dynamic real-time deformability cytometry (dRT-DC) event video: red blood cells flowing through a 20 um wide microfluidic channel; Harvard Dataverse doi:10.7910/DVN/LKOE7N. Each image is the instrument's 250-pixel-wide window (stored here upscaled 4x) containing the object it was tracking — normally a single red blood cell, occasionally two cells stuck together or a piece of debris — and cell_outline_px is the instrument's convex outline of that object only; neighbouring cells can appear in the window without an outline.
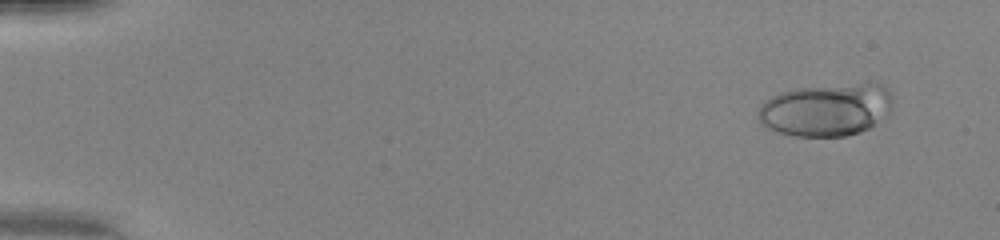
{"species": "human", "species_latin": "Homo sapiens", "temperature_condition": "warm", "stored_images_in_passage": 10, "camera_frame_rate_fps": 3000, "um_per_image_px": 0.085, "donor": {"sex": "female"}, "frame": {"image": 1, "passage_image": 5, "time_ms": 1.333, "image_size_px": [1000, 240], "cell_outline_px": [[892, 104], [888, 116], [868, 128], [860, 132], [844, 136], [796, 136], [776, 132], [760, 124], [756, 116], [756, 112], [760, 104], [772, 96], [780, 92], [796, 88], [868, 80], [884, 84], [888, 88], [892, 96]], "centroid_in_image_um": [70.26, 9.28], "position_along_channel_um": 14.7, "area_um2": 42.66}}